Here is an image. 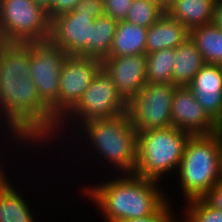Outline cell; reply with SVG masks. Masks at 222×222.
<instances>
[{
    "instance_id": "cell-16",
    "label": "cell",
    "mask_w": 222,
    "mask_h": 222,
    "mask_svg": "<svg viewBox=\"0 0 222 222\" xmlns=\"http://www.w3.org/2000/svg\"><path fill=\"white\" fill-rule=\"evenodd\" d=\"M215 3L216 0H171L165 13L190 32L213 22Z\"/></svg>"
},
{
    "instance_id": "cell-28",
    "label": "cell",
    "mask_w": 222,
    "mask_h": 222,
    "mask_svg": "<svg viewBox=\"0 0 222 222\" xmlns=\"http://www.w3.org/2000/svg\"><path fill=\"white\" fill-rule=\"evenodd\" d=\"M74 11L90 15L95 20L104 15L103 0H81L74 8Z\"/></svg>"
},
{
    "instance_id": "cell-22",
    "label": "cell",
    "mask_w": 222,
    "mask_h": 222,
    "mask_svg": "<svg viewBox=\"0 0 222 222\" xmlns=\"http://www.w3.org/2000/svg\"><path fill=\"white\" fill-rule=\"evenodd\" d=\"M175 49L146 54V77L149 84L172 83Z\"/></svg>"
},
{
    "instance_id": "cell-2",
    "label": "cell",
    "mask_w": 222,
    "mask_h": 222,
    "mask_svg": "<svg viewBox=\"0 0 222 222\" xmlns=\"http://www.w3.org/2000/svg\"><path fill=\"white\" fill-rule=\"evenodd\" d=\"M115 174L113 179L81 188L105 222H123L152 215L170 199L159 184L162 182L135 174Z\"/></svg>"
},
{
    "instance_id": "cell-14",
    "label": "cell",
    "mask_w": 222,
    "mask_h": 222,
    "mask_svg": "<svg viewBox=\"0 0 222 222\" xmlns=\"http://www.w3.org/2000/svg\"><path fill=\"white\" fill-rule=\"evenodd\" d=\"M187 87L202 108L222 123V65L206 63Z\"/></svg>"
},
{
    "instance_id": "cell-4",
    "label": "cell",
    "mask_w": 222,
    "mask_h": 222,
    "mask_svg": "<svg viewBox=\"0 0 222 222\" xmlns=\"http://www.w3.org/2000/svg\"><path fill=\"white\" fill-rule=\"evenodd\" d=\"M175 176L185 202L202 198L222 181V137L219 132L191 135Z\"/></svg>"
},
{
    "instance_id": "cell-6",
    "label": "cell",
    "mask_w": 222,
    "mask_h": 222,
    "mask_svg": "<svg viewBox=\"0 0 222 222\" xmlns=\"http://www.w3.org/2000/svg\"><path fill=\"white\" fill-rule=\"evenodd\" d=\"M126 111L127 102L117 92L111 77L101 68L79 102L59 121L56 133L47 142L52 143V139L55 140L58 134L60 138L64 137L61 134H64L68 124L72 127L67 128L72 129L71 132L77 135V129L74 127L78 128L91 120L114 118L125 114Z\"/></svg>"
},
{
    "instance_id": "cell-23",
    "label": "cell",
    "mask_w": 222,
    "mask_h": 222,
    "mask_svg": "<svg viewBox=\"0 0 222 222\" xmlns=\"http://www.w3.org/2000/svg\"><path fill=\"white\" fill-rule=\"evenodd\" d=\"M118 21L103 15L94 20L92 41H90V57L103 60L109 55Z\"/></svg>"
},
{
    "instance_id": "cell-30",
    "label": "cell",
    "mask_w": 222,
    "mask_h": 222,
    "mask_svg": "<svg viewBox=\"0 0 222 222\" xmlns=\"http://www.w3.org/2000/svg\"><path fill=\"white\" fill-rule=\"evenodd\" d=\"M202 199L210 207L222 211V181L213 186Z\"/></svg>"
},
{
    "instance_id": "cell-29",
    "label": "cell",
    "mask_w": 222,
    "mask_h": 222,
    "mask_svg": "<svg viewBox=\"0 0 222 222\" xmlns=\"http://www.w3.org/2000/svg\"><path fill=\"white\" fill-rule=\"evenodd\" d=\"M81 0H54L48 16L50 20L59 15L71 12Z\"/></svg>"
},
{
    "instance_id": "cell-27",
    "label": "cell",
    "mask_w": 222,
    "mask_h": 222,
    "mask_svg": "<svg viewBox=\"0 0 222 222\" xmlns=\"http://www.w3.org/2000/svg\"><path fill=\"white\" fill-rule=\"evenodd\" d=\"M172 205L173 203L171 204L170 199L157 212L153 213L152 215L131 219L123 222H177L179 219H177L178 217L173 216L175 212L172 209Z\"/></svg>"
},
{
    "instance_id": "cell-1",
    "label": "cell",
    "mask_w": 222,
    "mask_h": 222,
    "mask_svg": "<svg viewBox=\"0 0 222 222\" xmlns=\"http://www.w3.org/2000/svg\"><path fill=\"white\" fill-rule=\"evenodd\" d=\"M0 123L3 127L1 132L5 129L2 136L10 133L5 139L12 137L8 140H12L11 144L18 140L16 143L20 145L22 142L34 147L38 143L40 146L41 142L47 145V141L56 133L59 120L40 100L37 87L30 77L0 74Z\"/></svg>"
},
{
    "instance_id": "cell-17",
    "label": "cell",
    "mask_w": 222,
    "mask_h": 222,
    "mask_svg": "<svg viewBox=\"0 0 222 222\" xmlns=\"http://www.w3.org/2000/svg\"><path fill=\"white\" fill-rule=\"evenodd\" d=\"M7 175L0 180V222H36L28 200Z\"/></svg>"
},
{
    "instance_id": "cell-25",
    "label": "cell",
    "mask_w": 222,
    "mask_h": 222,
    "mask_svg": "<svg viewBox=\"0 0 222 222\" xmlns=\"http://www.w3.org/2000/svg\"><path fill=\"white\" fill-rule=\"evenodd\" d=\"M185 204L182 210L184 216L178 218L180 222H222V211L210 207L202 198L189 200Z\"/></svg>"
},
{
    "instance_id": "cell-32",
    "label": "cell",
    "mask_w": 222,
    "mask_h": 222,
    "mask_svg": "<svg viewBox=\"0 0 222 222\" xmlns=\"http://www.w3.org/2000/svg\"><path fill=\"white\" fill-rule=\"evenodd\" d=\"M38 6L43 7L46 11H49L54 0H33Z\"/></svg>"
},
{
    "instance_id": "cell-10",
    "label": "cell",
    "mask_w": 222,
    "mask_h": 222,
    "mask_svg": "<svg viewBox=\"0 0 222 222\" xmlns=\"http://www.w3.org/2000/svg\"><path fill=\"white\" fill-rule=\"evenodd\" d=\"M101 68L102 61L98 58L67 55L59 79V121L79 102Z\"/></svg>"
},
{
    "instance_id": "cell-15",
    "label": "cell",
    "mask_w": 222,
    "mask_h": 222,
    "mask_svg": "<svg viewBox=\"0 0 222 222\" xmlns=\"http://www.w3.org/2000/svg\"><path fill=\"white\" fill-rule=\"evenodd\" d=\"M188 37L190 32L178 20L165 13L147 30L146 54L162 49H175Z\"/></svg>"
},
{
    "instance_id": "cell-33",
    "label": "cell",
    "mask_w": 222,
    "mask_h": 222,
    "mask_svg": "<svg viewBox=\"0 0 222 222\" xmlns=\"http://www.w3.org/2000/svg\"><path fill=\"white\" fill-rule=\"evenodd\" d=\"M153 1L155 4L159 5L161 8L166 10L169 7L171 0H150Z\"/></svg>"
},
{
    "instance_id": "cell-5",
    "label": "cell",
    "mask_w": 222,
    "mask_h": 222,
    "mask_svg": "<svg viewBox=\"0 0 222 222\" xmlns=\"http://www.w3.org/2000/svg\"><path fill=\"white\" fill-rule=\"evenodd\" d=\"M190 136V133L173 126L137 132L134 174L158 182L163 180L164 174L173 175L174 171L175 175Z\"/></svg>"
},
{
    "instance_id": "cell-19",
    "label": "cell",
    "mask_w": 222,
    "mask_h": 222,
    "mask_svg": "<svg viewBox=\"0 0 222 222\" xmlns=\"http://www.w3.org/2000/svg\"><path fill=\"white\" fill-rule=\"evenodd\" d=\"M148 28L134 25L125 20L118 21L109 55L106 57L146 54Z\"/></svg>"
},
{
    "instance_id": "cell-20",
    "label": "cell",
    "mask_w": 222,
    "mask_h": 222,
    "mask_svg": "<svg viewBox=\"0 0 222 222\" xmlns=\"http://www.w3.org/2000/svg\"><path fill=\"white\" fill-rule=\"evenodd\" d=\"M190 38L207 64L222 65V30L213 22L190 31Z\"/></svg>"
},
{
    "instance_id": "cell-13",
    "label": "cell",
    "mask_w": 222,
    "mask_h": 222,
    "mask_svg": "<svg viewBox=\"0 0 222 222\" xmlns=\"http://www.w3.org/2000/svg\"><path fill=\"white\" fill-rule=\"evenodd\" d=\"M102 68L111 77L117 92L126 102L148 83L146 54L105 57Z\"/></svg>"
},
{
    "instance_id": "cell-24",
    "label": "cell",
    "mask_w": 222,
    "mask_h": 222,
    "mask_svg": "<svg viewBox=\"0 0 222 222\" xmlns=\"http://www.w3.org/2000/svg\"><path fill=\"white\" fill-rule=\"evenodd\" d=\"M165 14V10L150 0H133L125 21L149 28Z\"/></svg>"
},
{
    "instance_id": "cell-26",
    "label": "cell",
    "mask_w": 222,
    "mask_h": 222,
    "mask_svg": "<svg viewBox=\"0 0 222 222\" xmlns=\"http://www.w3.org/2000/svg\"><path fill=\"white\" fill-rule=\"evenodd\" d=\"M133 0H103L104 15L117 21L125 20Z\"/></svg>"
},
{
    "instance_id": "cell-7",
    "label": "cell",
    "mask_w": 222,
    "mask_h": 222,
    "mask_svg": "<svg viewBox=\"0 0 222 222\" xmlns=\"http://www.w3.org/2000/svg\"><path fill=\"white\" fill-rule=\"evenodd\" d=\"M50 23L48 11L33 0H0V38L3 42L48 41Z\"/></svg>"
},
{
    "instance_id": "cell-35",
    "label": "cell",
    "mask_w": 222,
    "mask_h": 222,
    "mask_svg": "<svg viewBox=\"0 0 222 222\" xmlns=\"http://www.w3.org/2000/svg\"><path fill=\"white\" fill-rule=\"evenodd\" d=\"M2 54H3V41L0 43V65H1Z\"/></svg>"
},
{
    "instance_id": "cell-21",
    "label": "cell",
    "mask_w": 222,
    "mask_h": 222,
    "mask_svg": "<svg viewBox=\"0 0 222 222\" xmlns=\"http://www.w3.org/2000/svg\"><path fill=\"white\" fill-rule=\"evenodd\" d=\"M30 72V47L26 43L3 42L0 74L27 78Z\"/></svg>"
},
{
    "instance_id": "cell-12",
    "label": "cell",
    "mask_w": 222,
    "mask_h": 222,
    "mask_svg": "<svg viewBox=\"0 0 222 222\" xmlns=\"http://www.w3.org/2000/svg\"><path fill=\"white\" fill-rule=\"evenodd\" d=\"M172 126L191 135L215 134L219 124L202 108L187 87H177L172 101Z\"/></svg>"
},
{
    "instance_id": "cell-3",
    "label": "cell",
    "mask_w": 222,
    "mask_h": 222,
    "mask_svg": "<svg viewBox=\"0 0 222 222\" xmlns=\"http://www.w3.org/2000/svg\"><path fill=\"white\" fill-rule=\"evenodd\" d=\"M80 126L77 133L83 136L78 138L87 142L82 143V146L86 145L84 149L88 145V152L92 149L88 154L96 153L99 156L96 159L108 163L106 167H112V171L117 169V174H134L137 165V131L127 113L109 119L91 120Z\"/></svg>"
},
{
    "instance_id": "cell-18",
    "label": "cell",
    "mask_w": 222,
    "mask_h": 222,
    "mask_svg": "<svg viewBox=\"0 0 222 222\" xmlns=\"http://www.w3.org/2000/svg\"><path fill=\"white\" fill-rule=\"evenodd\" d=\"M205 64L195 42L188 37L175 48L172 84L178 87L188 86Z\"/></svg>"
},
{
    "instance_id": "cell-34",
    "label": "cell",
    "mask_w": 222,
    "mask_h": 222,
    "mask_svg": "<svg viewBox=\"0 0 222 222\" xmlns=\"http://www.w3.org/2000/svg\"><path fill=\"white\" fill-rule=\"evenodd\" d=\"M4 158H3V160H0V180L6 175V169H3V168H5L6 166H4L5 164H2L3 162H4ZM4 167H3V166ZM5 170V171H4Z\"/></svg>"
},
{
    "instance_id": "cell-36",
    "label": "cell",
    "mask_w": 222,
    "mask_h": 222,
    "mask_svg": "<svg viewBox=\"0 0 222 222\" xmlns=\"http://www.w3.org/2000/svg\"><path fill=\"white\" fill-rule=\"evenodd\" d=\"M222 137V123L219 124V131H218Z\"/></svg>"
},
{
    "instance_id": "cell-9",
    "label": "cell",
    "mask_w": 222,
    "mask_h": 222,
    "mask_svg": "<svg viewBox=\"0 0 222 222\" xmlns=\"http://www.w3.org/2000/svg\"><path fill=\"white\" fill-rule=\"evenodd\" d=\"M26 44L30 47V78L40 100L58 119L59 79L67 54L49 41Z\"/></svg>"
},
{
    "instance_id": "cell-31",
    "label": "cell",
    "mask_w": 222,
    "mask_h": 222,
    "mask_svg": "<svg viewBox=\"0 0 222 222\" xmlns=\"http://www.w3.org/2000/svg\"><path fill=\"white\" fill-rule=\"evenodd\" d=\"M213 23L222 30V0H216Z\"/></svg>"
},
{
    "instance_id": "cell-11",
    "label": "cell",
    "mask_w": 222,
    "mask_h": 222,
    "mask_svg": "<svg viewBox=\"0 0 222 222\" xmlns=\"http://www.w3.org/2000/svg\"><path fill=\"white\" fill-rule=\"evenodd\" d=\"M94 19L74 10L51 19L48 41L67 55L90 57Z\"/></svg>"
},
{
    "instance_id": "cell-8",
    "label": "cell",
    "mask_w": 222,
    "mask_h": 222,
    "mask_svg": "<svg viewBox=\"0 0 222 222\" xmlns=\"http://www.w3.org/2000/svg\"><path fill=\"white\" fill-rule=\"evenodd\" d=\"M172 83H147L127 102V115L137 132L172 127Z\"/></svg>"
}]
</instances>
